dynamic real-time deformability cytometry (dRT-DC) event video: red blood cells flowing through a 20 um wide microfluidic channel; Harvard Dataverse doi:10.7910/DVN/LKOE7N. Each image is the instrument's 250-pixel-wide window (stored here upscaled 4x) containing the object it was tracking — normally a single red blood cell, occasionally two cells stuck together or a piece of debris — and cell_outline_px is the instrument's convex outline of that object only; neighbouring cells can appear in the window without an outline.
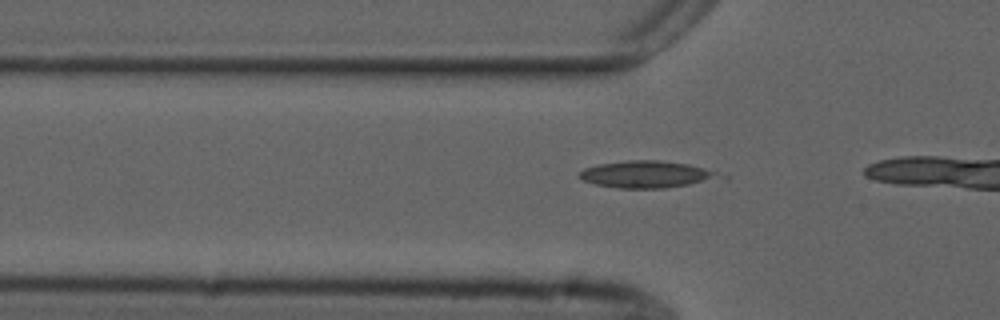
{"species": "common noctule bat (a hibernating species)", "species_latin": "Nyctalus noctula", "temperature_condition": "cold", "stored_images_in_passage": 6, "camera_frame_rate_fps": 3000, "um_per_image_px": 0.085, "animal": {"sex": "male", "forearm_length_mm": 52.5}, "frame": {"image": 1, "passage_image": 3, "time_ms": 0.667, "image_size_px": [1000, 320], "cell_outline_px": [[728, 180], [664, 188], [616, 188], [596, 184], [584, 180], [580, 176], [580, 172], [584, 168], [600, 164], [628, 160], [660, 160], [688, 164], [704, 168], [728, 176]], "centroid_in_image_um": [55.15, 14.83], "position_along_channel_um": 70.7, "area_um2": 22.43}}